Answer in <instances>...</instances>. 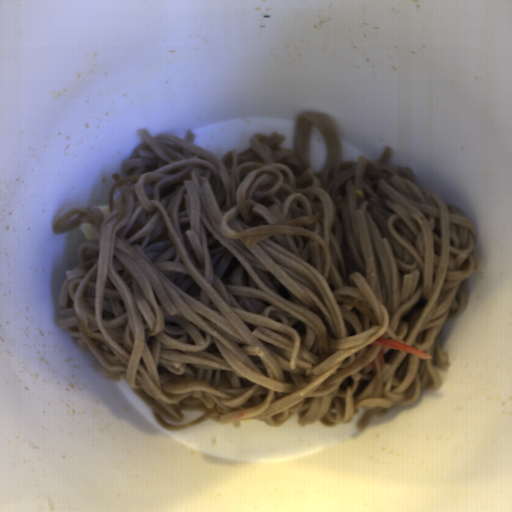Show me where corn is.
Returning a JSON list of instances; mask_svg holds the SVG:
<instances>
[{"instance_id": "corn-1", "label": "corn", "mask_w": 512, "mask_h": 512, "mask_svg": "<svg viewBox=\"0 0 512 512\" xmlns=\"http://www.w3.org/2000/svg\"><path fill=\"white\" fill-rule=\"evenodd\" d=\"M355 192H356V195H357L358 199H361V200H362V199H364V197H365V196H364V194H363V192H362V191H360V190L358 189V190H356Z\"/></svg>"}]
</instances>
